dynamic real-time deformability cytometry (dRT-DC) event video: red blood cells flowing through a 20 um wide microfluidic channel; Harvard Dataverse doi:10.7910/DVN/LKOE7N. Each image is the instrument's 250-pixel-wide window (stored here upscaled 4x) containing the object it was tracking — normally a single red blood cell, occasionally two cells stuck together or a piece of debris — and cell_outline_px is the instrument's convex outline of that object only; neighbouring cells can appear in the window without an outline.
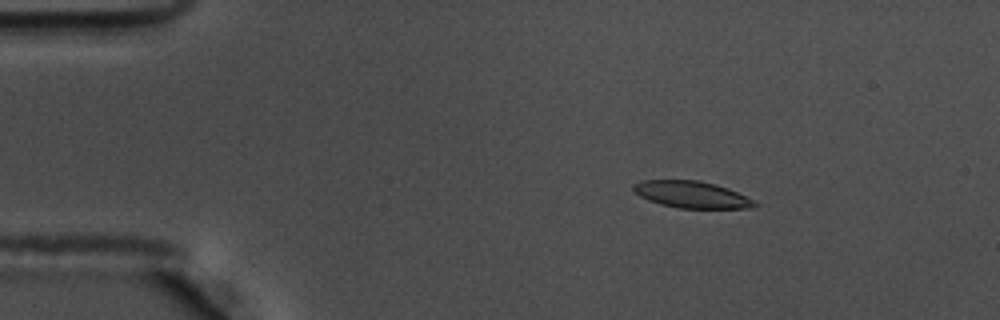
{"species": "common noctule bat (a hibernating species)", "species_latin": "Nyctalus noctula", "temperature_condition": "warm", "stored_images_in_passage": 57, "camera_frame_rate_fps": 3000, "um_per_image_px": 0.085, "animal": {"sex": "male", "body_mass_g": 17.5, "forearm_length_mm": 52.3}, "frame": {"image": 1, "passage_image": 10, "time_ms": 3.0, "image_size_px": [1000, 320], "cell_outline_px": [[760, 204], [752, 208], [680, 208], [660, 204], [648, 200], [632, 192], [632, 184], [644, 180], [700, 180], [716, 184], [728, 188]], "centroid_in_image_um": [58.75, 16.53], "position_along_channel_um": 26.3, "area_um2": 18.96}}
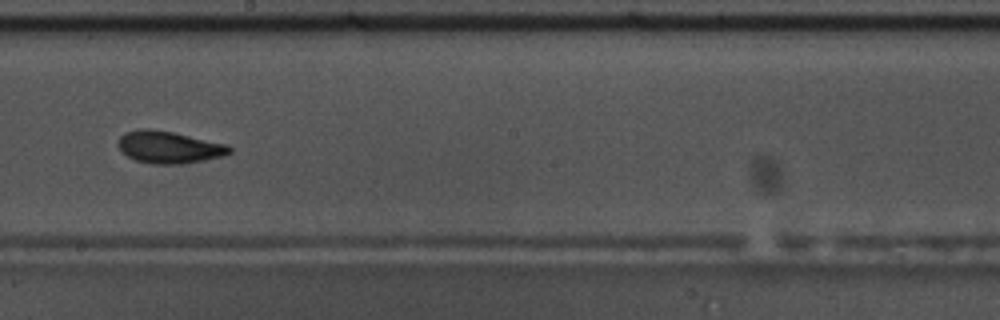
{"frame": {"image": 2, "passage_image": 33, "time_ms": 10.667, "image_size_px": [1000, 320], "cell_outline_px": [[232, 152], [224, 156], [184, 164], [152, 164], [136, 160], [128, 156], [116, 144], [120, 136], [124, 132], [140, 128], [148, 128], [172, 132], [228, 144], [232, 148]], "centroid_in_image_um": [14.38, 12.51], "position_along_channel_um": 233.8, "area_um2": 20.98}}
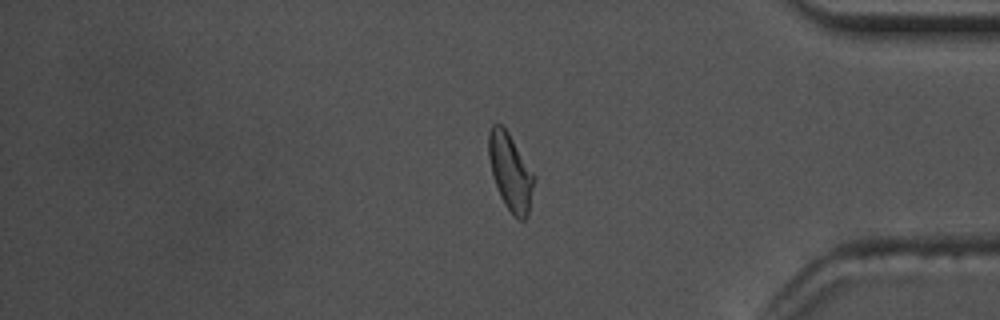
{"frame": {"image": 3, "passage_image": 48, "time_ms": 15.667, "image_size_px": [1000, 320], "cell_outline_px": [[536, 180], [528, 216], [524, 220], [516, 220], [512, 216], [504, 204], [500, 196], [492, 172], [488, 156], [488, 132], [492, 124], [500, 124], [508, 132], [536, 176]], "centroid_in_image_um": [43.41, 14.66], "position_along_channel_um": 391.8, "area_um2": 20.63}, "authors_computed_cell_mechanics": {"area_um2": 20.1144, "velocity_mm_per_s": 3.6174, "shape_relaxation_time_tau1_ms": 4.3635, "shape_relaxation_time_tau2_ms": 2.2742, "deformation_change_tau1": 0.1543, "deformation_change_tau2": 0.0916}}